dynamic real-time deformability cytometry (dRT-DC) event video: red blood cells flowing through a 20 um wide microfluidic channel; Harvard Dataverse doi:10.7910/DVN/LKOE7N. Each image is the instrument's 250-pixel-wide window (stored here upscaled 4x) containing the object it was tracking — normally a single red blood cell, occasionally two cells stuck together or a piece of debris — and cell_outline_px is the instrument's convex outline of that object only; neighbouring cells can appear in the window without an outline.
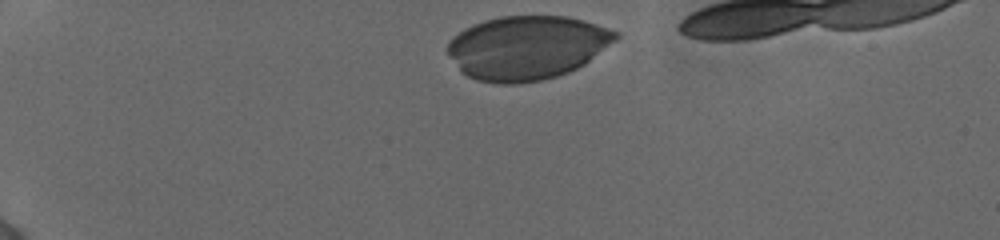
{"species": "human", "species_latin": "Homo sapiens", "temperature_condition": "cold", "stored_images_in_passage": 5, "camera_frame_rate_fps": 3000, "um_per_image_px": 0.085, "donor": {"sex": "female"}, "frame": {"image": 1, "passage_image": 1, "time_ms": 0.0, "image_size_px": [1000, 240], "cell_outline_px": [[620, 36], [616, 40], [584, 64], [568, 72], [556, 76], [540, 80], [520, 84], [500, 84], [476, 80], [460, 72], [448, 52], [448, 40], [452, 36], [464, 28], [472, 24], [484, 20], [500, 16], [568, 16], [584, 20], [620, 32]], "centroid_in_image_um": [44.78, 4.04], "position_along_channel_um": 40.2, "area_um2": 62.71}}